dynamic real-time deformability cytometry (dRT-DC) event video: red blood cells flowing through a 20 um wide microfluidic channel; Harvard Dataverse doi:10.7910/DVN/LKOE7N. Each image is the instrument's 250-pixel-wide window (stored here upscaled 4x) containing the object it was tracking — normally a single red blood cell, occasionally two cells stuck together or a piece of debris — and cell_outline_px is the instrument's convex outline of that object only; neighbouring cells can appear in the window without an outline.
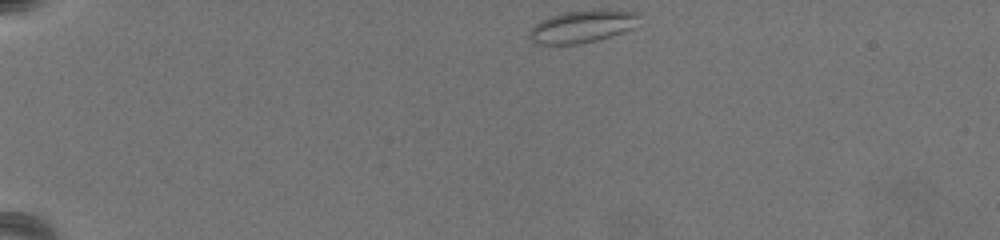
{"species": "common noctule bat (a hibernating species)", "species_latin": "Nyctalus noctula", "temperature_condition": "warm", "stored_images_in_passage": 12, "camera_frame_rate_fps": 3000, "um_per_image_px": 0.085, "animal": {"sex": "female", "body_mass_g": 19.5, "forearm_length_mm": 54.1}, "frame": {"image": 1, "passage_image": 1, "time_ms": 0.0, "image_size_px": [1000, 240], "cell_outline_px": [[640, 12], [632, 28], [596, 40], [576, 44], [536, 44], [528, 36], [528, 32], [540, 20], [564, 12]], "centroid_in_image_um": [49.37, 2.29], "position_along_channel_um": 35.6, "area_um2": 19.48}}
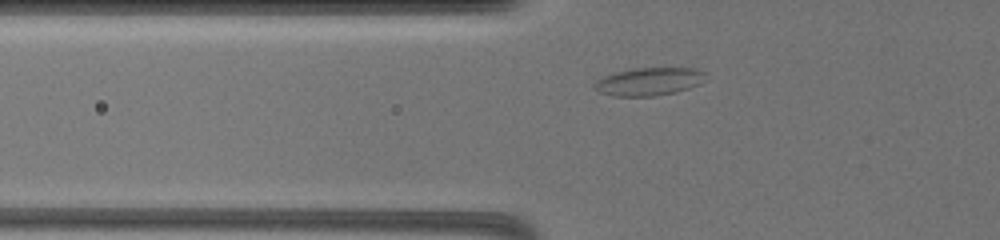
{"frame": {"image": 2, "passage_image": 12, "time_ms": 3.667, "image_size_px": [1000, 240], "cell_outline_px": [[704, 72], [700, 84], [676, 92], [652, 96], [612, 96], [600, 92], [592, 88], [596, 80], [604, 76], [616, 72], [632, 68], [692, 68]], "centroid_in_image_um": [55.09, 6.93], "position_along_channel_um": 70.7, "area_um2": 17.92}}